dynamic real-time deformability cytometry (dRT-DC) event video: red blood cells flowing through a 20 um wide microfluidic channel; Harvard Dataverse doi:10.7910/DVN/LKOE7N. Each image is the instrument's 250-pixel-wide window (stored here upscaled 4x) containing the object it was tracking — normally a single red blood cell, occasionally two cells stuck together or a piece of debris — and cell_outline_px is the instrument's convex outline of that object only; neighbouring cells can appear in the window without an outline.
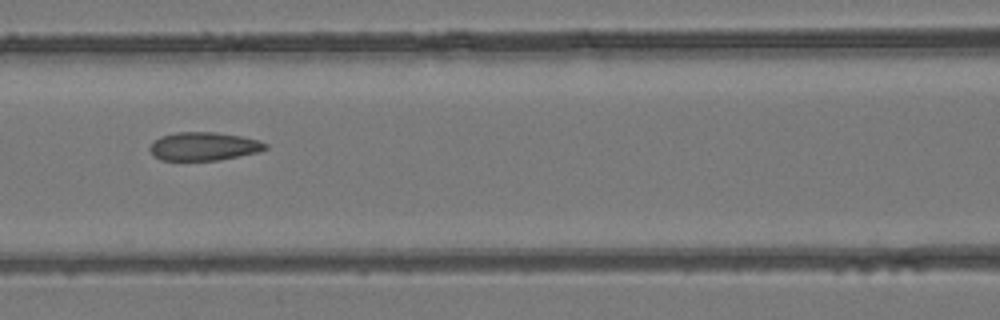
{"species": "common noctule bat (a hibernating species)", "species_latin": "Nyctalus noctula", "temperature_condition": "room temperature", "stored_images_in_passage": 7, "camera_frame_rate_fps": 3000, "um_per_image_px": 0.085, "animal": {"sex": "female", "body_mass_g": 24.6, "forearm_length_mm": 56.2}, "frame": {"image": 1, "passage_image": 7, "time_ms": 7.0, "image_size_px": [1000, 320], "cell_outline_px": [[268, 148], [260, 152], [220, 160], [160, 160], [152, 156], [148, 148], [160, 136], [176, 132], [216, 132], [240, 136], [256, 140], [268, 144]], "centroid_in_image_um": [17.31, 12.45], "position_along_channel_um": 149.3, "area_um2": 19.19}}